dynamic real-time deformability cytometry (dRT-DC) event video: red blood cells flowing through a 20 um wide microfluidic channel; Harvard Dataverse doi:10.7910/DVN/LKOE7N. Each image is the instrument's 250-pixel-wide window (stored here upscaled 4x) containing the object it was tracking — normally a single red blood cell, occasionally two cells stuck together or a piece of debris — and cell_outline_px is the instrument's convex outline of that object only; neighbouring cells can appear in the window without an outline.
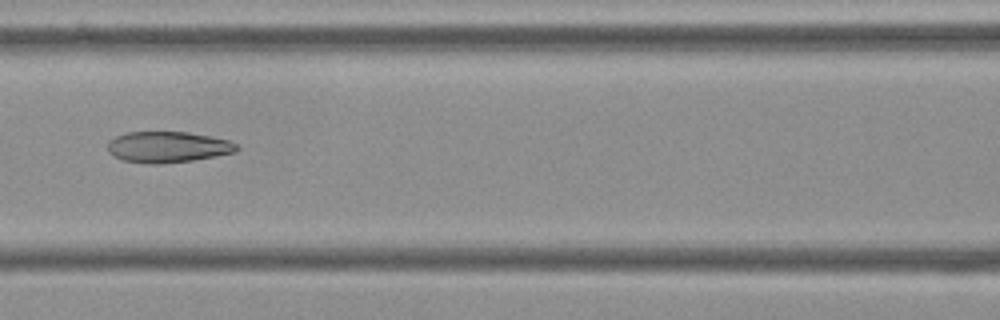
{"species": "Egyptian fruit bat (a non-hibernating species)", "species_latin": "Rousettus aegyptiacus", "temperature_condition": "cold", "stored_images_in_passage": 7, "camera_frame_rate_fps": 3000, "um_per_image_px": 0.085, "frame": {"image": 1, "passage_image": 7, "time_ms": 2.0, "image_size_px": [1000, 320], "cell_outline_px": [[240, 148], [236, 152], [216, 156], [192, 160], [160, 164], [148, 164], [124, 160], [112, 156], [108, 152], [108, 140], [124, 132], [188, 132], [228, 140], [236, 144]], "centroid_in_image_um": [14.23, 12.5], "position_along_channel_um": 152.4, "area_um2": 23.41}}